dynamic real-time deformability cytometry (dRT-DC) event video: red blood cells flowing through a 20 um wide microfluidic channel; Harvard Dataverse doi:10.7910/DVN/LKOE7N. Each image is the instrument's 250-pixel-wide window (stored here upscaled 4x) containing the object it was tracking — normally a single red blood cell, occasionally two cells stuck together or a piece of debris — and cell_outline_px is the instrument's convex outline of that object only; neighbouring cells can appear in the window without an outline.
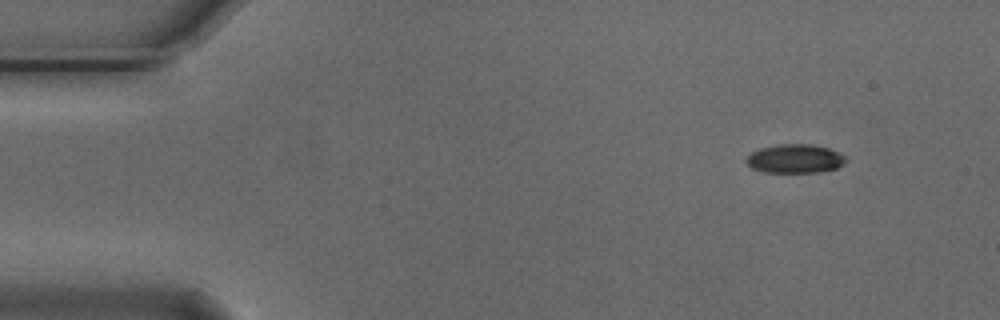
{"species": "Egyptian fruit bat (a non-hibernating species)", "species_latin": "Rousettus aegyptiacus", "temperature_condition": "cold", "stored_images_in_passage": 4, "camera_frame_rate_fps": 3000, "um_per_image_px": 0.085, "animal": {"sex": "male"}, "frame": {"image": 1, "passage_image": 1, "time_ms": 0.0, "image_size_px": [1000, 320], "cell_outline_px": [[844, 160], [836, 168], [816, 172], [764, 172], [752, 168], [744, 160], [752, 152], [760, 148], [780, 144], [816, 144], [828, 148], [844, 156]], "centroid_in_image_um": [67.51, 13.48], "position_along_channel_um": 17.5, "area_um2": 16.42}}
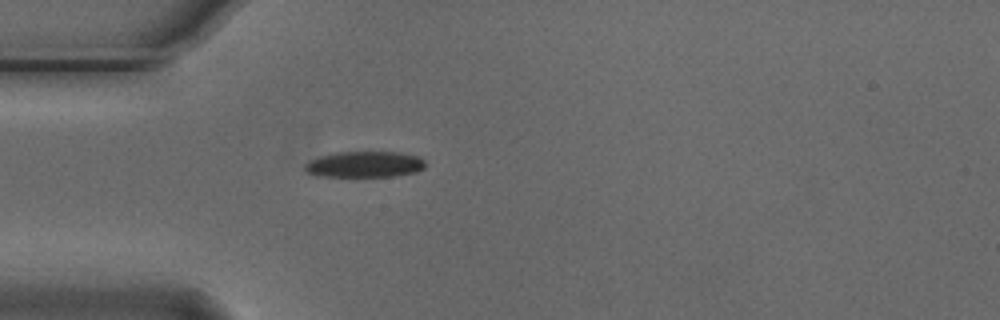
{"frame": {"image": 2, "passage_image": 4, "time_ms": 1.0, "image_size_px": [1000, 320], "cell_outline_px": [[424, 168], [416, 172], [392, 176], [316, 176], [308, 172], [304, 168], [304, 164], [320, 156], [336, 152], [400, 152], [416, 156], [424, 160]], "centroid_in_image_um": [30.98, 13.97], "position_along_channel_um": 54.0, "area_um2": 18.09}}